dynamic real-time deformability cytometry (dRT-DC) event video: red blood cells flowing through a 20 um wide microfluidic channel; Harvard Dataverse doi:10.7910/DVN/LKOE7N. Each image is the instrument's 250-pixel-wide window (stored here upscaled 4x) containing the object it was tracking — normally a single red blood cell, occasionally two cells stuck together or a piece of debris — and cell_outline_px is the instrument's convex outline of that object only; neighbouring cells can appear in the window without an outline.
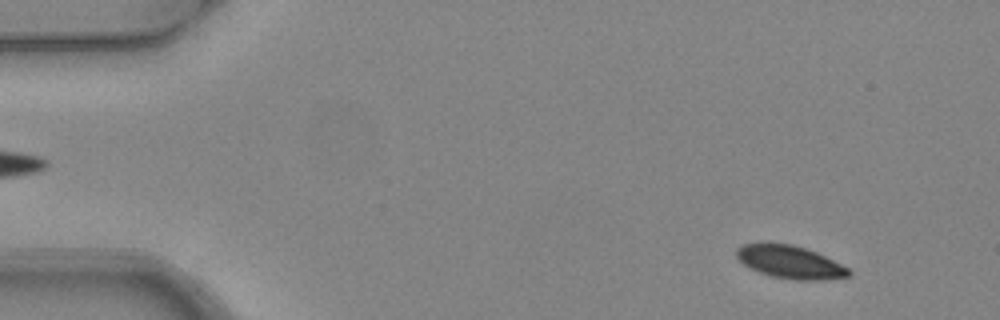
{"species": "common noctule bat (a hibernating species)", "species_latin": "Nyctalus noctula", "temperature_condition": "warm", "stored_images_in_passage": 3, "camera_frame_rate_fps": 3000, "um_per_image_px": 0.085, "animal": {"sex": "female", "body_mass_g": 24.6, "forearm_length_mm": 56.2}, "frame": {"image": 1, "passage_image": 1, "time_ms": 0.0, "image_size_px": [1000, 320], "cell_outline_px": [[852, 276], [820, 280], [792, 280], [768, 276], [744, 264], [736, 256], [736, 248], [744, 244], [792, 244], [816, 252], [848, 268], [852, 272]], "centroid_in_image_um": [67.17, 22.3], "position_along_channel_um": 17.8, "area_um2": 21.21}}
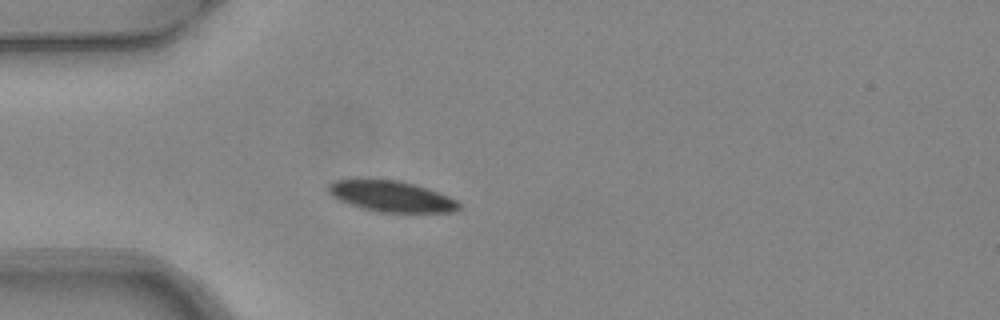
{"frame": {"image": 2, "passage_image": 3, "time_ms": 0.667, "image_size_px": [1000, 320], "cell_outline_px": [[460, 208], [452, 212], [380, 212], [360, 208], [348, 204], [332, 196], [328, 192], [328, 184], [336, 180], [396, 180], [412, 184], [448, 196], [456, 200], [460, 204]], "centroid_in_image_um": [33.24, 16.71], "position_along_channel_um": 51.8, "area_um2": 23.06}}